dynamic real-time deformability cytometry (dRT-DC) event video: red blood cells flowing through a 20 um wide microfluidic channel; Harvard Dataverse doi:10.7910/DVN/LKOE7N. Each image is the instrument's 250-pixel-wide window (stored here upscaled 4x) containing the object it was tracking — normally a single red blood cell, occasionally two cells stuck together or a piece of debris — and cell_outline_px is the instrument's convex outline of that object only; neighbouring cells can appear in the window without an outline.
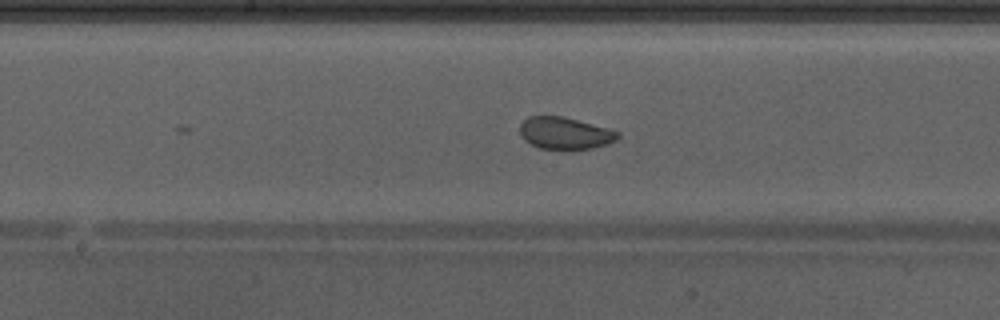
{"species": "Egyptian fruit bat (a non-hibernating species)", "species_latin": "Rousettus aegyptiacus", "temperature_condition": "warm", "stored_images_in_passage": 26, "camera_frame_rate_fps": 3000, "um_per_image_px": 0.085, "animal": {"sex": "male"}, "frame": {"image": 1, "passage_image": 26, "time_ms": 8.333, "image_size_px": [1000, 320], "cell_outline_px": [[620, 136], [616, 140], [592, 148], [572, 152], [564, 152], [540, 148], [524, 140], [520, 136], [520, 124], [528, 116], [564, 116], [620, 132]], "centroid_in_image_um": [47.99, 11.36], "position_along_channel_um": 200.2, "area_um2": 18.79}}